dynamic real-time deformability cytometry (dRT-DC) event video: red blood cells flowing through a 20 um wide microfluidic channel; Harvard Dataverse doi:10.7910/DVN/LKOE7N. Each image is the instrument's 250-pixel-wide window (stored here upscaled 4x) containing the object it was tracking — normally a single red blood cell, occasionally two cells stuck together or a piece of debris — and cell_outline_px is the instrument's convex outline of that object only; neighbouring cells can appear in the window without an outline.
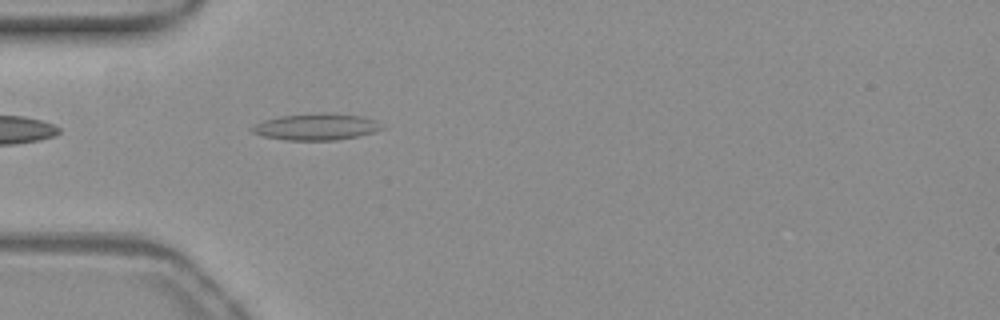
{"species": "common noctule bat (a hibernating species)", "species_latin": "Nyctalus noctula", "temperature_condition": "warm", "stored_images_in_passage": 38, "camera_frame_rate_fps": 3000, "um_per_image_px": 0.085, "animal": {"sex": "female", "body_mass_g": 19.3, "forearm_length_mm": 54.1}, "frame": {"image": 1, "passage_image": 1, "time_ms": 0.0, "image_size_px": [1000, 320], "cell_outline_px": [[380, 128], [372, 132], [356, 136], [336, 140], [288, 140], [260, 136], [252, 132], [248, 128], [264, 120], [280, 116], [320, 112], [324, 112], [360, 116], [376, 120]], "centroid_in_image_um": [26.78, 10.77], "position_along_channel_um": 58.2, "area_um2": 19.88}}
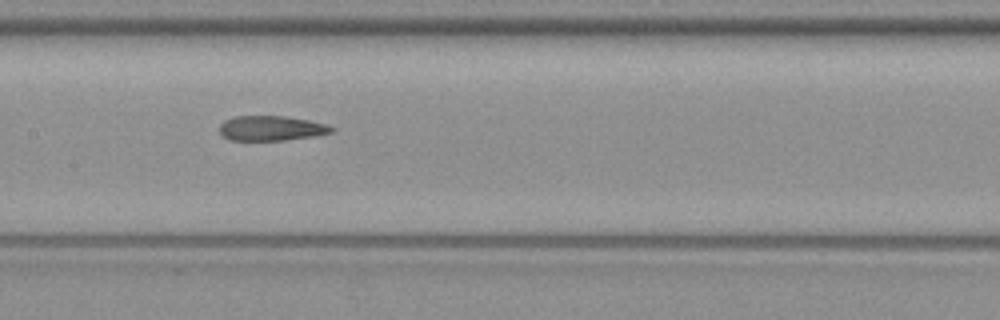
{"frame": {"image": 2, "passage_image": 11, "time_ms": 3.333, "image_size_px": [1000, 320], "cell_outline_px": [[336, 128], [332, 132], [312, 136], [284, 140], [228, 140], [220, 132], [220, 124], [224, 120], [236, 116], [284, 116], [308, 120], [328, 124]], "centroid_in_image_um": [23.06, 10.89], "position_along_channel_um": 184.3, "area_um2": 16.18}}
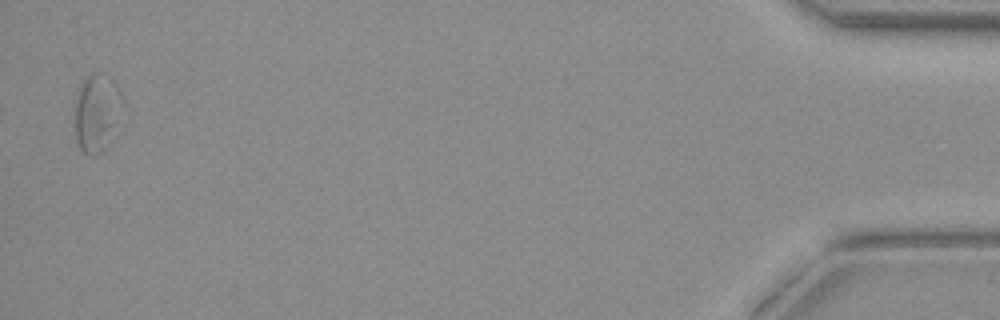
{"frame": {"image": 3, "passage_image": 37, "time_ms": 12.0, "image_size_px": [1000, 320], "cell_outline_px": [[128, 108], [104, 148], [96, 156], [92, 156], [84, 152], [80, 148], [76, 140], [76, 104], [84, 80], [92, 72], [104, 72], [112, 80], [120, 92]], "centroid_in_image_um": [8.33, 9.57], "position_along_channel_um": 426.9, "area_um2": 21.79}, "authors_computed_cell_mechanics": {"area_um2": 16.9354, "velocity_mm_per_s": 3.8882, "shape_relaxation_time_tau1_ms": null, "shape_relaxation_time_tau2_ms": 4.7974, "deformation_change_tau1": null, "deformation_change_tau2": 0.1459}}